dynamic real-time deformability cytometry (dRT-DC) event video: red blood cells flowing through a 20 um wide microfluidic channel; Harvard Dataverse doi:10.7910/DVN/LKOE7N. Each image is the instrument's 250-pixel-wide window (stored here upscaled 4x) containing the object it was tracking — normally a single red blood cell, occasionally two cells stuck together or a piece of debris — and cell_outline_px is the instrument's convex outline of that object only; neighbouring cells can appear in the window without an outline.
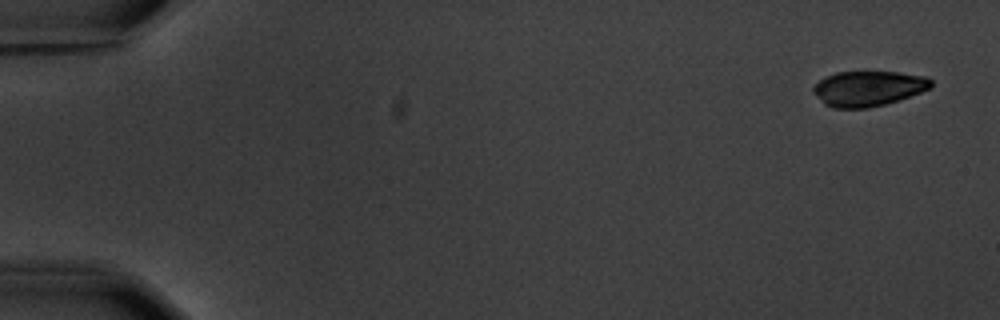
{"species": "common noctule bat (a hibernating species)", "species_latin": "Nyctalus noctula", "temperature_condition": "warm", "stored_images_in_passage": 7, "camera_frame_rate_fps": 3000, "um_per_image_px": 0.085, "animal": {"sex": "male", "body_mass_g": 20.1, "forearm_length_mm": 53.5}, "frame": {"image": 1, "passage_image": 1, "time_ms": 0.0, "image_size_px": [1000, 320], "cell_outline_px": [[932, 88], [884, 104], [868, 108], [832, 108], [824, 104], [812, 92], [812, 88], [820, 80], [836, 72], [896, 72], [928, 76], [932, 80]], "centroid_in_image_um": [73.8, 7.52], "position_along_channel_um": 11.2, "area_um2": 24.04}}
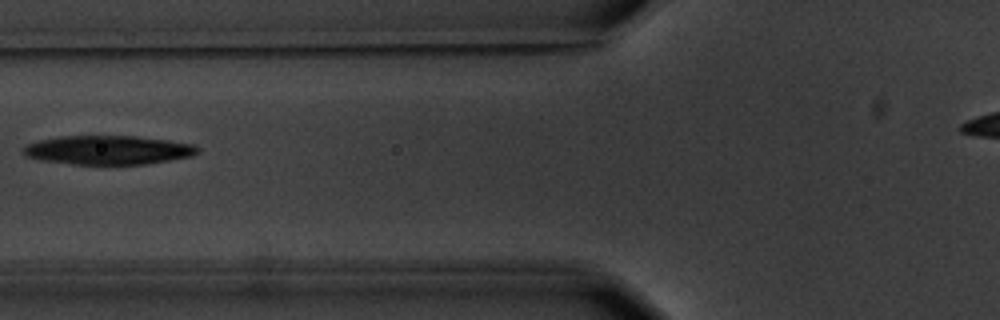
{"frame": {"image": 2, "passage_image": 7, "time_ms": 7.0, "image_size_px": [1000, 320], "cell_outline_px": [[200, 152], [192, 156], [144, 164], [72, 164], [40, 160], [24, 156], [24, 148], [28, 144], [40, 140], [60, 136], [136, 136], [168, 140], [196, 144], [200, 148]], "centroid_in_image_um": [9.23, 12.75], "position_along_channel_um": 116.6, "area_um2": 29.42}}